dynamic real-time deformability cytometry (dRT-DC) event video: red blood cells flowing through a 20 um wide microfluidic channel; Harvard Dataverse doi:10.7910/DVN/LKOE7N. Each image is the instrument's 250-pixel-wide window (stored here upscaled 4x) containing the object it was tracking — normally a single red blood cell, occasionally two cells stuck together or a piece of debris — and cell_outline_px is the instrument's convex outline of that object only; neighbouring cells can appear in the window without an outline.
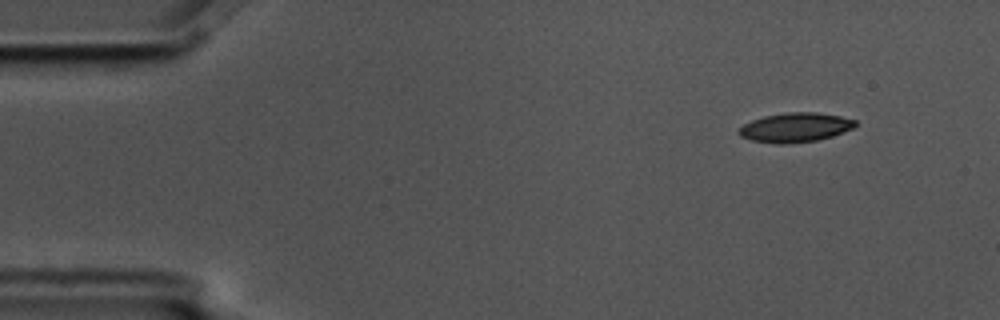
{"species": "common noctule bat (a hibernating species)", "species_latin": "Nyctalus noctula", "temperature_condition": "cold", "stored_images_in_passage": 5, "camera_frame_rate_fps": 3000, "um_per_image_px": 0.085, "animal": {"sex": "male", "body_mass_g": 17.5, "forearm_length_mm": 52.3}, "frame": {"image": 1, "passage_image": 1, "time_ms": 0.0, "image_size_px": [1000, 320], "cell_outline_px": [[856, 124], [852, 128], [832, 136], [816, 140], [780, 144], [752, 140], [740, 136], [736, 132], [744, 124], [752, 120], [764, 116], [784, 112], [816, 112], [840, 116], [856, 120]], "centroid_in_image_um": [67.57, 10.82], "position_along_channel_um": 17.4, "area_um2": 19.71}}
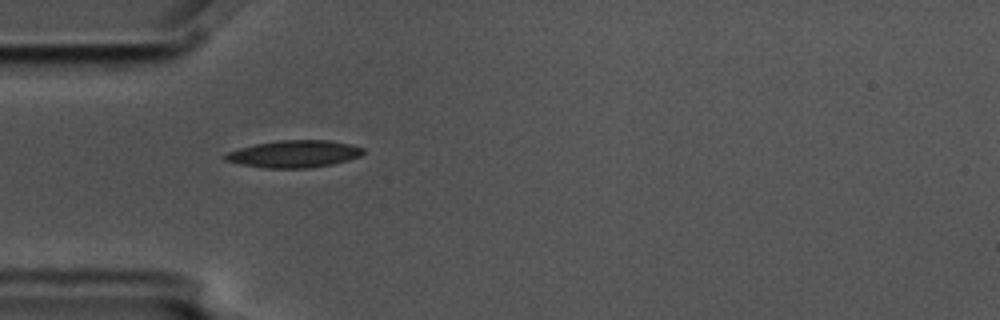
{"frame": {"image": 2, "passage_image": 4, "time_ms": 1.0, "image_size_px": [1000, 320], "cell_outline_px": [[364, 152], [360, 156], [348, 160], [332, 164], [312, 168], [268, 168], [240, 164], [224, 160], [220, 156], [228, 152], [240, 148], [256, 144], [276, 140], [328, 140], [348, 144], [364, 148]], "centroid_in_image_um": [24.98, 13.09], "position_along_channel_um": 60.0, "area_um2": 21.85}}